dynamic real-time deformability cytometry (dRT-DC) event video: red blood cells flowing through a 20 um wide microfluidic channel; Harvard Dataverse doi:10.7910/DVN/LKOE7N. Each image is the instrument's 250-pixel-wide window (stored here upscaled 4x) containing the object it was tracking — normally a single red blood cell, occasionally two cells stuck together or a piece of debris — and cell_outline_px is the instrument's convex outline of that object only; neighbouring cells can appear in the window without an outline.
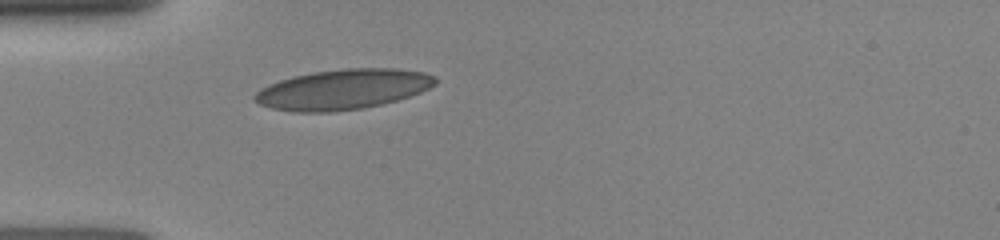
{"species": "human", "species_latin": "Homo sapiens", "temperature_condition": "room temperature", "stored_images_in_passage": 27, "camera_frame_rate_fps": 3000, "um_per_image_px": 0.085, "donor": {"sex": "female"}, "frame": {"image": 1, "passage_image": 1, "time_ms": 0.0, "image_size_px": [1000, 240], "cell_outline_px": [[436, 84], [420, 92], [396, 100], [380, 104], [360, 108], [332, 112], [292, 112], [272, 108], [260, 104], [252, 100], [252, 96], [260, 88], [268, 84], [292, 76], [312, 72], [344, 68], [396, 68], [424, 72], [436, 76]], "centroid_in_image_um": [29.11, 7.59], "position_along_channel_um": 55.9, "area_um2": 42.37}}
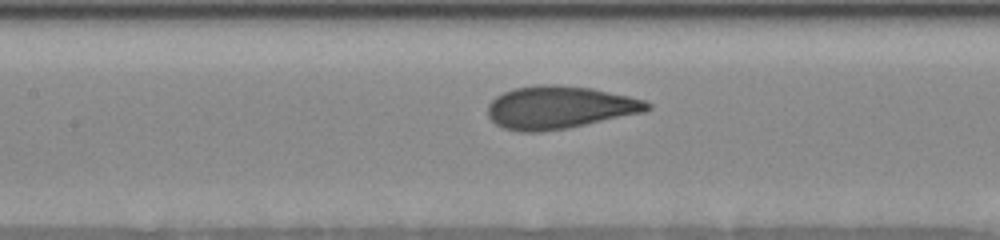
{"frame": {"image": 2, "passage_image": 12, "time_ms": 2.667, "image_size_px": [1000, 240], "cell_outline_px": [[652, 108], [644, 112], [568, 128], [540, 132], [520, 132], [504, 128], [496, 124], [488, 116], [488, 104], [496, 96], [504, 92], [516, 88], [536, 84], [556, 84], [592, 88], [628, 96], [644, 100], [652, 104]], "centroid_in_image_um": [47.55, 9.13], "position_along_channel_um": 159.8, "area_um2": 39.77}}
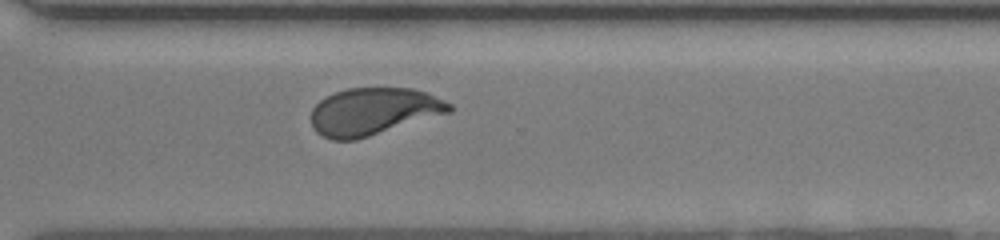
{"frame": {"image": 3, "passage_image": 27, "time_ms": 7.0, "image_size_px": [1000, 240], "cell_outline_px": [[452, 112], [356, 140], [332, 140], [316, 132], [312, 128], [312, 108], [320, 100], [336, 92], [348, 88], [412, 88], [428, 92], [452, 104]], "centroid_in_image_um": [31.77, 9.47], "position_along_channel_um": 338.8, "area_um2": 38.15}}